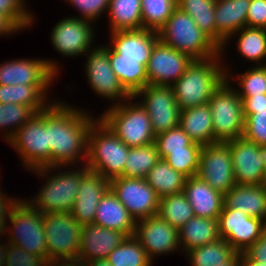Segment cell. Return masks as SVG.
<instances>
[{
  "mask_svg": "<svg viewBox=\"0 0 266 266\" xmlns=\"http://www.w3.org/2000/svg\"><path fill=\"white\" fill-rule=\"evenodd\" d=\"M90 114L63 100H56L47 107L50 166L68 167L80 163L82 166L86 163L89 129L98 118Z\"/></svg>",
  "mask_w": 266,
  "mask_h": 266,
  "instance_id": "cell-1",
  "label": "cell"
},
{
  "mask_svg": "<svg viewBox=\"0 0 266 266\" xmlns=\"http://www.w3.org/2000/svg\"><path fill=\"white\" fill-rule=\"evenodd\" d=\"M69 167L70 168H67V166H64V168L63 166H48L30 170L33 174L35 172L36 176L45 177L46 181L41 187V190H38V194L26 201L35 210L43 214L71 212L76 200L81 178L88 171V168L85 164L82 167Z\"/></svg>",
  "mask_w": 266,
  "mask_h": 266,
  "instance_id": "cell-2",
  "label": "cell"
},
{
  "mask_svg": "<svg viewBox=\"0 0 266 266\" xmlns=\"http://www.w3.org/2000/svg\"><path fill=\"white\" fill-rule=\"evenodd\" d=\"M223 62V63H221ZM221 53L204 60H194L171 86L181 110L206 104L226 79Z\"/></svg>",
  "mask_w": 266,
  "mask_h": 266,
  "instance_id": "cell-3",
  "label": "cell"
},
{
  "mask_svg": "<svg viewBox=\"0 0 266 266\" xmlns=\"http://www.w3.org/2000/svg\"><path fill=\"white\" fill-rule=\"evenodd\" d=\"M129 149L98 117L89 129L85 166L109 181L123 177Z\"/></svg>",
  "mask_w": 266,
  "mask_h": 266,
  "instance_id": "cell-4",
  "label": "cell"
},
{
  "mask_svg": "<svg viewBox=\"0 0 266 266\" xmlns=\"http://www.w3.org/2000/svg\"><path fill=\"white\" fill-rule=\"evenodd\" d=\"M159 40L193 60L217 56L220 47L204 33L187 13L178 7L158 31Z\"/></svg>",
  "mask_w": 266,
  "mask_h": 266,
  "instance_id": "cell-5",
  "label": "cell"
},
{
  "mask_svg": "<svg viewBox=\"0 0 266 266\" xmlns=\"http://www.w3.org/2000/svg\"><path fill=\"white\" fill-rule=\"evenodd\" d=\"M98 116L128 147H140L155 142L151 120L134 96L121 104L108 107Z\"/></svg>",
  "mask_w": 266,
  "mask_h": 266,
  "instance_id": "cell-6",
  "label": "cell"
},
{
  "mask_svg": "<svg viewBox=\"0 0 266 266\" xmlns=\"http://www.w3.org/2000/svg\"><path fill=\"white\" fill-rule=\"evenodd\" d=\"M19 199L12 207L6 226L7 243L23 248L28 253L47 258L43 213L35 210L27 201Z\"/></svg>",
  "mask_w": 266,
  "mask_h": 266,
  "instance_id": "cell-7",
  "label": "cell"
},
{
  "mask_svg": "<svg viewBox=\"0 0 266 266\" xmlns=\"http://www.w3.org/2000/svg\"><path fill=\"white\" fill-rule=\"evenodd\" d=\"M47 258L51 264L75 262L83 226L71 212L43 214Z\"/></svg>",
  "mask_w": 266,
  "mask_h": 266,
  "instance_id": "cell-8",
  "label": "cell"
},
{
  "mask_svg": "<svg viewBox=\"0 0 266 266\" xmlns=\"http://www.w3.org/2000/svg\"><path fill=\"white\" fill-rule=\"evenodd\" d=\"M234 87L225 79L208 102L212 113L214 142L243 137L245 117L242 99Z\"/></svg>",
  "mask_w": 266,
  "mask_h": 266,
  "instance_id": "cell-9",
  "label": "cell"
},
{
  "mask_svg": "<svg viewBox=\"0 0 266 266\" xmlns=\"http://www.w3.org/2000/svg\"><path fill=\"white\" fill-rule=\"evenodd\" d=\"M27 170L50 166L47 138V108L34 114L7 142Z\"/></svg>",
  "mask_w": 266,
  "mask_h": 266,
  "instance_id": "cell-10",
  "label": "cell"
},
{
  "mask_svg": "<svg viewBox=\"0 0 266 266\" xmlns=\"http://www.w3.org/2000/svg\"><path fill=\"white\" fill-rule=\"evenodd\" d=\"M59 62L45 58L12 59L0 64V85H36L46 96L59 75Z\"/></svg>",
  "mask_w": 266,
  "mask_h": 266,
  "instance_id": "cell-11",
  "label": "cell"
},
{
  "mask_svg": "<svg viewBox=\"0 0 266 266\" xmlns=\"http://www.w3.org/2000/svg\"><path fill=\"white\" fill-rule=\"evenodd\" d=\"M85 55L87 58L84 69L87 82L98 97L113 101L111 106L121 104L131 97L112 70L108 45H95Z\"/></svg>",
  "mask_w": 266,
  "mask_h": 266,
  "instance_id": "cell-12",
  "label": "cell"
},
{
  "mask_svg": "<svg viewBox=\"0 0 266 266\" xmlns=\"http://www.w3.org/2000/svg\"><path fill=\"white\" fill-rule=\"evenodd\" d=\"M134 97L148 113L155 136L179 126L181 109L172 86L147 84Z\"/></svg>",
  "mask_w": 266,
  "mask_h": 266,
  "instance_id": "cell-13",
  "label": "cell"
},
{
  "mask_svg": "<svg viewBox=\"0 0 266 266\" xmlns=\"http://www.w3.org/2000/svg\"><path fill=\"white\" fill-rule=\"evenodd\" d=\"M197 176L223 195L236 185L228 141L202 146Z\"/></svg>",
  "mask_w": 266,
  "mask_h": 266,
  "instance_id": "cell-14",
  "label": "cell"
},
{
  "mask_svg": "<svg viewBox=\"0 0 266 266\" xmlns=\"http://www.w3.org/2000/svg\"><path fill=\"white\" fill-rule=\"evenodd\" d=\"M110 189L136 221L157 215L160 197L142 178L117 177Z\"/></svg>",
  "mask_w": 266,
  "mask_h": 266,
  "instance_id": "cell-15",
  "label": "cell"
},
{
  "mask_svg": "<svg viewBox=\"0 0 266 266\" xmlns=\"http://www.w3.org/2000/svg\"><path fill=\"white\" fill-rule=\"evenodd\" d=\"M92 23L74 16L62 19L51 29L50 41L53 48L68 58L85 55L94 48L96 33Z\"/></svg>",
  "mask_w": 266,
  "mask_h": 266,
  "instance_id": "cell-16",
  "label": "cell"
},
{
  "mask_svg": "<svg viewBox=\"0 0 266 266\" xmlns=\"http://www.w3.org/2000/svg\"><path fill=\"white\" fill-rule=\"evenodd\" d=\"M218 227L220 238L238 253H242L261 237L266 229V223L224 205L218 217Z\"/></svg>",
  "mask_w": 266,
  "mask_h": 266,
  "instance_id": "cell-17",
  "label": "cell"
},
{
  "mask_svg": "<svg viewBox=\"0 0 266 266\" xmlns=\"http://www.w3.org/2000/svg\"><path fill=\"white\" fill-rule=\"evenodd\" d=\"M133 236L152 262L158 255L172 254L175 250L181 253L178 229L158 215L136 221Z\"/></svg>",
  "mask_w": 266,
  "mask_h": 266,
  "instance_id": "cell-18",
  "label": "cell"
},
{
  "mask_svg": "<svg viewBox=\"0 0 266 266\" xmlns=\"http://www.w3.org/2000/svg\"><path fill=\"white\" fill-rule=\"evenodd\" d=\"M235 182L238 185H265V161L260 145L244 137L229 140Z\"/></svg>",
  "mask_w": 266,
  "mask_h": 266,
  "instance_id": "cell-19",
  "label": "cell"
},
{
  "mask_svg": "<svg viewBox=\"0 0 266 266\" xmlns=\"http://www.w3.org/2000/svg\"><path fill=\"white\" fill-rule=\"evenodd\" d=\"M193 61L188 55L159 40L154 45L146 66L148 84L171 86L185 73Z\"/></svg>",
  "mask_w": 266,
  "mask_h": 266,
  "instance_id": "cell-20",
  "label": "cell"
},
{
  "mask_svg": "<svg viewBox=\"0 0 266 266\" xmlns=\"http://www.w3.org/2000/svg\"><path fill=\"white\" fill-rule=\"evenodd\" d=\"M108 46L118 54V59L142 60L146 67L154 45L159 41L158 32L139 30H119L110 33Z\"/></svg>",
  "mask_w": 266,
  "mask_h": 266,
  "instance_id": "cell-21",
  "label": "cell"
},
{
  "mask_svg": "<svg viewBox=\"0 0 266 266\" xmlns=\"http://www.w3.org/2000/svg\"><path fill=\"white\" fill-rule=\"evenodd\" d=\"M110 189V181L88 170L81 178L71 214L82 225L93 224L97 206Z\"/></svg>",
  "mask_w": 266,
  "mask_h": 266,
  "instance_id": "cell-22",
  "label": "cell"
},
{
  "mask_svg": "<svg viewBox=\"0 0 266 266\" xmlns=\"http://www.w3.org/2000/svg\"><path fill=\"white\" fill-rule=\"evenodd\" d=\"M127 236L96 224L84 225L76 263L83 264L97 259H107L109 253L119 246Z\"/></svg>",
  "mask_w": 266,
  "mask_h": 266,
  "instance_id": "cell-23",
  "label": "cell"
},
{
  "mask_svg": "<svg viewBox=\"0 0 266 266\" xmlns=\"http://www.w3.org/2000/svg\"><path fill=\"white\" fill-rule=\"evenodd\" d=\"M183 193L195 216L218 219L224 206V195L214 190L198 176L186 178Z\"/></svg>",
  "mask_w": 266,
  "mask_h": 266,
  "instance_id": "cell-24",
  "label": "cell"
},
{
  "mask_svg": "<svg viewBox=\"0 0 266 266\" xmlns=\"http://www.w3.org/2000/svg\"><path fill=\"white\" fill-rule=\"evenodd\" d=\"M251 0H216V44L221 48L234 33L247 27V13Z\"/></svg>",
  "mask_w": 266,
  "mask_h": 266,
  "instance_id": "cell-25",
  "label": "cell"
},
{
  "mask_svg": "<svg viewBox=\"0 0 266 266\" xmlns=\"http://www.w3.org/2000/svg\"><path fill=\"white\" fill-rule=\"evenodd\" d=\"M224 205L266 223V184H236L224 195Z\"/></svg>",
  "mask_w": 266,
  "mask_h": 266,
  "instance_id": "cell-26",
  "label": "cell"
},
{
  "mask_svg": "<svg viewBox=\"0 0 266 266\" xmlns=\"http://www.w3.org/2000/svg\"><path fill=\"white\" fill-rule=\"evenodd\" d=\"M135 223L125 206L109 189L97 206L93 224L133 236Z\"/></svg>",
  "mask_w": 266,
  "mask_h": 266,
  "instance_id": "cell-27",
  "label": "cell"
},
{
  "mask_svg": "<svg viewBox=\"0 0 266 266\" xmlns=\"http://www.w3.org/2000/svg\"><path fill=\"white\" fill-rule=\"evenodd\" d=\"M179 126L193 142L202 146L214 143L212 113L208 103L181 110Z\"/></svg>",
  "mask_w": 266,
  "mask_h": 266,
  "instance_id": "cell-28",
  "label": "cell"
},
{
  "mask_svg": "<svg viewBox=\"0 0 266 266\" xmlns=\"http://www.w3.org/2000/svg\"><path fill=\"white\" fill-rule=\"evenodd\" d=\"M179 240L183 255L189 250L220 239L218 219L199 216L191 218L179 230Z\"/></svg>",
  "mask_w": 266,
  "mask_h": 266,
  "instance_id": "cell-29",
  "label": "cell"
},
{
  "mask_svg": "<svg viewBox=\"0 0 266 266\" xmlns=\"http://www.w3.org/2000/svg\"><path fill=\"white\" fill-rule=\"evenodd\" d=\"M234 36V37H233ZM237 37V49L241 57L254 62L256 65H266V29L244 27L232 34L220 48L221 56L224 57L226 47Z\"/></svg>",
  "mask_w": 266,
  "mask_h": 266,
  "instance_id": "cell-30",
  "label": "cell"
},
{
  "mask_svg": "<svg viewBox=\"0 0 266 266\" xmlns=\"http://www.w3.org/2000/svg\"><path fill=\"white\" fill-rule=\"evenodd\" d=\"M109 60L116 77L131 96L148 84L146 67L142 60L118 59V54L110 47Z\"/></svg>",
  "mask_w": 266,
  "mask_h": 266,
  "instance_id": "cell-31",
  "label": "cell"
},
{
  "mask_svg": "<svg viewBox=\"0 0 266 266\" xmlns=\"http://www.w3.org/2000/svg\"><path fill=\"white\" fill-rule=\"evenodd\" d=\"M190 266H215L226 261H240L238 253L224 239L193 248L184 254Z\"/></svg>",
  "mask_w": 266,
  "mask_h": 266,
  "instance_id": "cell-32",
  "label": "cell"
},
{
  "mask_svg": "<svg viewBox=\"0 0 266 266\" xmlns=\"http://www.w3.org/2000/svg\"><path fill=\"white\" fill-rule=\"evenodd\" d=\"M107 12L110 33L142 29L141 0H110Z\"/></svg>",
  "mask_w": 266,
  "mask_h": 266,
  "instance_id": "cell-33",
  "label": "cell"
},
{
  "mask_svg": "<svg viewBox=\"0 0 266 266\" xmlns=\"http://www.w3.org/2000/svg\"><path fill=\"white\" fill-rule=\"evenodd\" d=\"M186 178L169 166L164 159H159L146 175L145 180L161 198L182 193Z\"/></svg>",
  "mask_w": 266,
  "mask_h": 266,
  "instance_id": "cell-34",
  "label": "cell"
},
{
  "mask_svg": "<svg viewBox=\"0 0 266 266\" xmlns=\"http://www.w3.org/2000/svg\"><path fill=\"white\" fill-rule=\"evenodd\" d=\"M36 85H0V103L22 104L32 107L36 112L45 110L53 101Z\"/></svg>",
  "mask_w": 266,
  "mask_h": 266,
  "instance_id": "cell-35",
  "label": "cell"
},
{
  "mask_svg": "<svg viewBox=\"0 0 266 266\" xmlns=\"http://www.w3.org/2000/svg\"><path fill=\"white\" fill-rule=\"evenodd\" d=\"M157 215L178 230L195 216L183 192L161 197Z\"/></svg>",
  "mask_w": 266,
  "mask_h": 266,
  "instance_id": "cell-36",
  "label": "cell"
},
{
  "mask_svg": "<svg viewBox=\"0 0 266 266\" xmlns=\"http://www.w3.org/2000/svg\"><path fill=\"white\" fill-rule=\"evenodd\" d=\"M160 157L155 143L129 149L123 177L145 179Z\"/></svg>",
  "mask_w": 266,
  "mask_h": 266,
  "instance_id": "cell-37",
  "label": "cell"
},
{
  "mask_svg": "<svg viewBox=\"0 0 266 266\" xmlns=\"http://www.w3.org/2000/svg\"><path fill=\"white\" fill-rule=\"evenodd\" d=\"M216 0H177V7L187 13L197 26L216 43Z\"/></svg>",
  "mask_w": 266,
  "mask_h": 266,
  "instance_id": "cell-38",
  "label": "cell"
},
{
  "mask_svg": "<svg viewBox=\"0 0 266 266\" xmlns=\"http://www.w3.org/2000/svg\"><path fill=\"white\" fill-rule=\"evenodd\" d=\"M107 260L112 266H152L141 243L134 236H127L122 243L113 249Z\"/></svg>",
  "mask_w": 266,
  "mask_h": 266,
  "instance_id": "cell-39",
  "label": "cell"
},
{
  "mask_svg": "<svg viewBox=\"0 0 266 266\" xmlns=\"http://www.w3.org/2000/svg\"><path fill=\"white\" fill-rule=\"evenodd\" d=\"M224 65L226 79L229 82L236 81V90L240 97H251L266 94V65H254L249 67L245 72L236 74L235 76L230 73L228 67ZM234 78V79H233Z\"/></svg>",
  "mask_w": 266,
  "mask_h": 266,
  "instance_id": "cell-40",
  "label": "cell"
},
{
  "mask_svg": "<svg viewBox=\"0 0 266 266\" xmlns=\"http://www.w3.org/2000/svg\"><path fill=\"white\" fill-rule=\"evenodd\" d=\"M177 8V0H141L142 29L158 32Z\"/></svg>",
  "mask_w": 266,
  "mask_h": 266,
  "instance_id": "cell-41",
  "label": "cell"
},
{
  "mask_svg": "<svg viewBox=\"0 0 266 266\" xmlns=\"http://www.w3.org/2000/svg\"><path fill=\"white\" fill-rule=\"evenodd\" d=\"M36 113L30 106L0 103V133L4 132L2 138L8 142L16 131Z\"/></svg>",
  "mask_w": 266,
  "mask_h": 266,
  "instance_id": "cell-42",
  "label": "cell"
},
{
  "mask_svg": "<svg viewBox=\"0 0 266 266\" xmlns=\"http://www.w3.org/2000/svg\"><path fill=\"white\" fill-rule=\"evenodd\" d=\"M202 145L192 142L185 150L170 151L164 160L187 178L197 176Z\"/></svg>",
  "mask_w": 266,
  "mask_h": 266,
  "instance_id": "cell-43",
  "label": "cell"
},
{
  "mask_svg": "<svg viewBox=\"0 0 266 266\" xmlns=\"http://www.w3.org/2000/svg\"><path fill=\"white\" fill-rule=\"evenodd\" d=\"M27 8L24 0H0V14L7 17L20 32L32 27L35 21L34 12Z\"/></svg>",
  "mask_w": 266,
  "mask_h": 266,
  "instance_id": "cell-44",
  "label": "cell"
},
{
  "mask_svg": "<svg viewBox=\"0 0 266 266\" xmlns=\"http://www.w3.org/2000/svg\"><path fill=\"white\" fill-rule=\"evenodd\" d=\"M193 141L187 133L177 126L155 136V144L160 159H164L170 151L185 150Z\"/></svg>",
  "mask_w": 266,
  "mask_h": 266,
  "instance_id": "cell-45",
  "label": "cell"
},
{
  "mask_svg": "<svg viewBox=\"0 0 266 266\" xmlns=\"http://www.w3.org/2000/svg\"><path fill=\"white\" fill-rule=\"evenodd\" d=\"M110 0H64V2L71 4L72 8L79 11V16L76 18L96 22L103 14H107Z\"/></svg>",
  "mask_w": 266,
  "mask_h": 266,
  "instance_id": "cell-46",
  "label": "cell"
},
{
  "mask_svg": "<svg viewBox=\"0 0 266 266\" xmlns=\"http://www.w3.org/2000/svg\"><path fill=\"white\" fill-rule=\"evenodd\" d=\"M243 137L257 145H266V111L254 112L245 118Z\"/></svg>",
  "mask_w": 266,
  "mask_h": 266,
  "instance_id": "cell-47",
  "label": "cell"
},
{
  "mask_svg": "<svg viewBox=\"0 0 266 266\" xmlns=\"http://www.w3.org/2000/svg\"><path fill=\"white\" fill-rule=\"evenodd\" d=\"M5 266H51V263L48 258L38 257L23 248L7 243Z\"/></svg>",
  "mask_w": 266,
  "mask_h": 266,
  "instance_id": "cell-48",
  "label": "cell"
},
{
  "mask_svg": "<svg viewBox=\"0 0 266 266\" xmlns=\"http://www.w3.org/2000/svg\"><path fill=\"white\" fill-rule=\"evenodd\" d=\"M247 27L266 29V0H251L247 13Z\"/></svg>",
  "mask_w": 266,
  "mask_h": 266,
  "instance_id": "cell-49",
  "label": "cell"
},
{
  "mask_svg": "<svg viewBox=\"0 0 266 266\" xmlns=\"http://www.w3.org/2000/svg\"><path fill=\"white\" fill-rule=\"evenodd\" d=\"M0 186V239L6 234L7 221L12 207L17 203L18 198L8 196ZM5 193V194H4ZM3 235V236H1Z\"/></svg>",
  "mask_w": 266,
  "mask_h": 266,
  "instance_id": "cell-50",
  "label": "cell"
},
{
  "mask_svg": "<svg viewBox=\"0 0 266 266\" xmlns=\"http://www.w3.org/2000/svg\"><path fill=\"white\" fill-rule=\"evenodd\" d=\"M240 98L242 99V106L245 118L253 114L254 112L266 111V94Z\"/></svg>",
  "mask_w": 266,
  "mask_h": 266,
  "instance_id": "cell-51",
  "label": "cell"
},
{
  "mask_svg": "<svg viewBox=\"0 0 266 266\" xmlns=\"http://www.w3.org/2000/svg\"><path fill=\"white\" fill-rule=\"evenodd\" d=\"M244 252L252 260L266 263V229L261 237Z\"/></svg>",
  "mask_w": 266,
  "mask_h": 266,
  "instance_id": "cell-52",
  "label": "cell"
},
{
  "mask_svg": "<svg viewBox=\"0 0 266 266\" xmlns=\"http://www.w3.org/2000/svg\"><path fill=\"white\" fill-rule=\"evenodd\" d=\"M19 29L4 15L0 14V37L19 33Z\"/></svg>",
  "mask_w": 266,
  "mask_h": 266,
  "instance_id": "cell-53",
  "label": "cell"
},
{
  "mask_svg": "<svg viewBox=\"0 0 266 266\" xmlns=\"http://www.w3.org/2000/svg\"><path fill=\"white\" fill-rule=\"evenodd\" d=\"M240 264L242 266H266V263L252 260L245 252L240 253Z\"/></svg>",
  "mask_w": 266,
  "mask_h": 266,
  "instance_id": "cell-54",
  "label": "cell"
},
{
  "mask_svg": "<svg viewBox=\"0 0 266 266\" xmlns=\"http://www.w3.org/2000/svg\"><path fill=\"white\" fill-rule=\"evenodd\" d=\"M7 259V242H0V266H5Z\"/></svg>",
  "mask_w": 266,
  "mask_h": 266,
  "instance_id": "cell-55",
  "label": "cell"
},
{
  "mask_svg": "<svg viewBox=\"0 0 266 266\" xmlns=\"http://www.w3.org/2000/svg\"><path fill=\"white\" fill-rule=\"evenodd\" d=\"M84 266H112L107 259H97L83 263Z\"/></svg>",
  "mask_w": 266,
  "mask_h": 266,
  "instance_id": "cell-56",
  "label": "cell"
},
{
  "mask_svg": "<svg viewBox=\"0 0 266 266\" xmlns=\"http://www.w3.org/2000/svg\"><path fill=\"white\" fill-rule=\"evenodd\" d=\"M51 266H84V265L76 262H67V263H55L51 264Z\"/></svg>",
  "mask_w": 266,
  "mask_h": 266,
  "instance_id": "cell-57",
  "label": "cell"
},
{
  "mask_svg": "<svg viewBox=\"0 0 266 266\" xmlns=\"http://www.w3.org/2000/svg\"><path fill=\"white\" fill-rule=\"evenodd\" d=\"M240 261H226L221 264H216L215 266H237Z\"/></svg>",
  "mask_w": 266,
  "mask_h": 266,
  "instance_id": "cell-58",
  "label": "cell"
},
{
  "mask_svg": "<svg viewBox=\"0 0 266 266\" xmlns=\"http://www.w3.org/2000/svg\"><path fill=\"white\" fill-rule=\"evenodd\" d=\"M260 156L265 161V171H266V145L260 147Z\"/></svg>",
  "mask_w": 266,
  "mask_h": 266,
  "instance_id": "cell-59",
  "label": "cell"
}]
</instances>
